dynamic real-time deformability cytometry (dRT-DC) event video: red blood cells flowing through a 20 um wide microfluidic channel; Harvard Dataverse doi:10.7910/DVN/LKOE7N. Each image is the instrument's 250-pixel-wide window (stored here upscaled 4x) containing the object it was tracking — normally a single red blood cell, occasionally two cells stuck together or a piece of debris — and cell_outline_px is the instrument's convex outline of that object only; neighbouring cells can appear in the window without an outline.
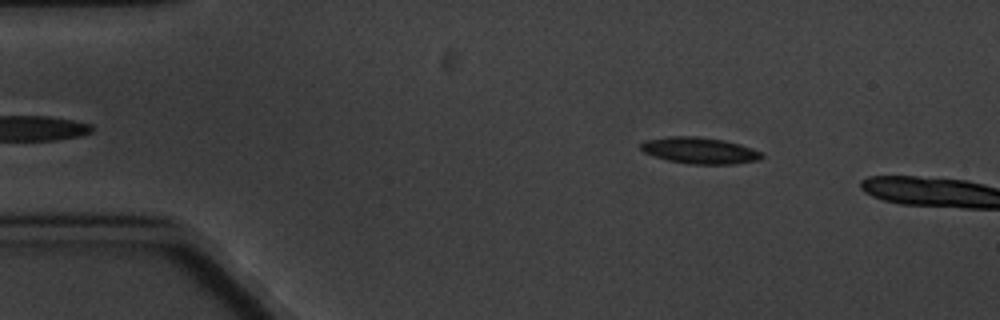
{"species": "common noctule bat (a hibernating species)", "species_latin": "Nyctalus noctula", "temperature_condition": "cold", "stored_images_in_passage": 3, "camera_frame_rate_fps": 3000, "um_per_image_px": 0.085, "animal": {"sex": "male", "body_mass_g": 20.1, "forearm_length_mm": 53.5}, "frame": {"image": 1, "passage_image": 2, "time_ms": 1.0, "image_size_px": [1000, 320], "cell_outline_px": [[764, 156], [760, 160], [732, 164], [688, 164], [668, 160], [644, 152], [640, 148], [640, 144], [644, 140], [668, 136], [696, 136], [724, 140], [740, 144], [752, 148], [760, 152]], "centroid_in_image_um": [59.47, 12.79], "position_along_channel_um": 25.5, "area_um2": 18.61}}